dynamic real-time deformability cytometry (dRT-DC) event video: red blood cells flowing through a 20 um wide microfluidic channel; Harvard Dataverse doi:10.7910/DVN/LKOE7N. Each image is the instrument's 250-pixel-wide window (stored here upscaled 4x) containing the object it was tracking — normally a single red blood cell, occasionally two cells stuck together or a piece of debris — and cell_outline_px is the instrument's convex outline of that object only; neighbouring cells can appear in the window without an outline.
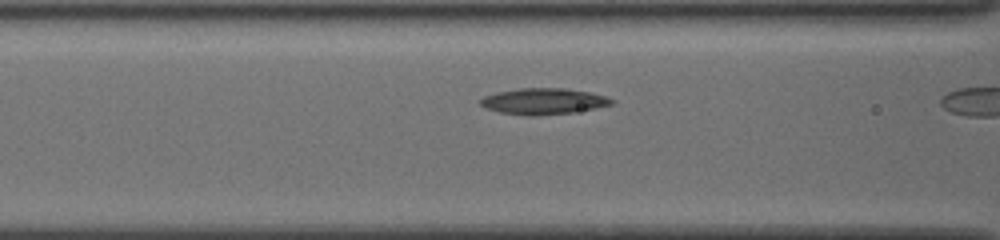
{"species": "common noctule bat (a hibernating species)", "species_latin": "Nyctalus noctula", "temperature_condition": "cold", "stored_images_in_passage": 6, "camera_frame_rate_fps": 3000, "um_per_image_px": 0.085, "animal": {"sex": "female", "body_mass_g": 19.5, "forearm_length_mm": 54.1}, "frame": {"image": 1, "passage_image": 5, "time_ms": 1.333, "image_size_px": [1000, 240], "cell_outline_px": [[612, 104], [572, 112], [536, 116], [528, 116], [500, 112], [488, 108], [480, 104], [476, 100], [484, 96], [496, 92], [520, 88], [564, 88], [588, 92], [604, 96], [612, 100]], "centroid_in_image_um": [46.1, 8.6], "position_along_channel_um": 120.5, "area_um2": 19.71}}